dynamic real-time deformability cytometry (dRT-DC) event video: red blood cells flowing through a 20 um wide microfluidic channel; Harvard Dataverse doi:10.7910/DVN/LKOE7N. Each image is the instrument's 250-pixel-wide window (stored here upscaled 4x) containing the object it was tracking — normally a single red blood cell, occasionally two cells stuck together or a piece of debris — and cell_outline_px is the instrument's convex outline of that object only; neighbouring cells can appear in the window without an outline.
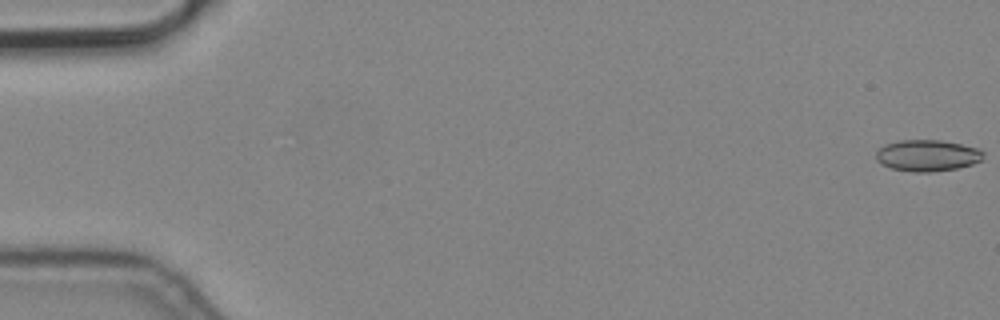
{"species": "common noctule bat (a hibernating species)", "species_latin": "Nyctalus noctula", "temperature_condition": "cold", "stored_images_in_passage": 6, "camera_frame_rate_fps": 3000, "um_per_image_px": 0.085, "animal": {"sex": "male", "body_mass_g": 19.2, "forearm_length_mm": 51.8}, "frame": {"image": 1, "passage_image": 1, "time_ms": 0.0, "image_size_px": [1000, 320], "cell_outline_px": [[984, 160], [972, 164], [956, 168], [932, 172], [912, 172], [892, 168], [880, 164], [876, 160], [876, 152], [884, 144], [900, 140], [940, 140], [980, 148], [984, 152]], "centroid_in_image_um": [78.84, 13.22], "position_along_channel_um": 6.2, "area_um2": 19.83}}
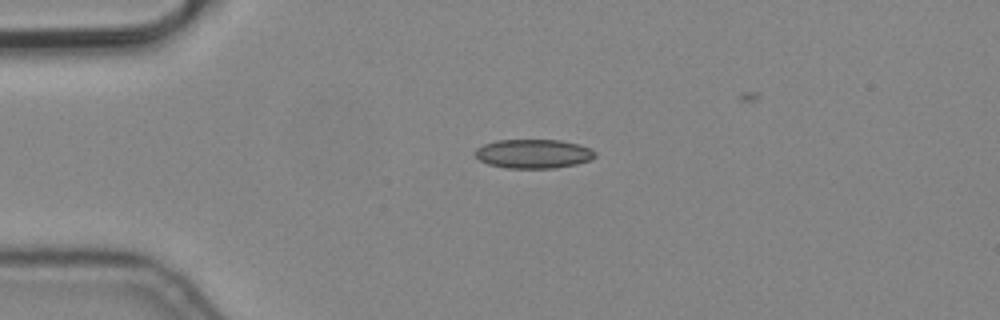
{"frame": {"image": 2, "passage_image": 4, "time_ms": 1.0, "image_size_px": [1000, 320], "cell_outline_px": [[596, 156], [592, 160], [576, 164], [556, 168], [508, 168], [488, 164], [480, 160], [476, 156], [476, 148], [484, 144], [496, 140], [560, 140], [576, 144], [588, 148], [596, 152]], "centroid_in_image_um": [45.35, 13.07], "position_along_channel_um": 39.7, "area_um2": 20.23}}
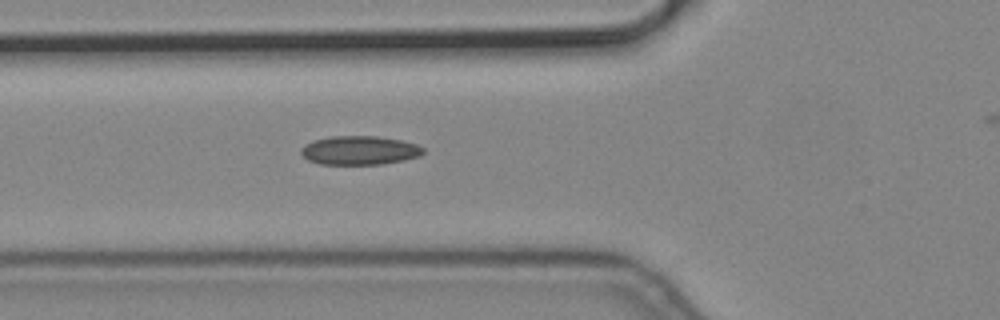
{"frame": {"image": 3, "passage_image": 6, "time_ms": 1.667, "image_size_px": [1000, 320], "cell_outline_px": [[424, 152], [420, 156], [404, 160], [380, 164], [320, 164], [308, 160], [300, 152], [300, 148], [304, 144], [312, 140], [328, 136], [376, 136], [400, 140], [416, 144], [424, 148]], "centroid_in_image_um": [30.53, 12.77], "position_along_channel_um": 95.3, "area_um2": 20.63}}